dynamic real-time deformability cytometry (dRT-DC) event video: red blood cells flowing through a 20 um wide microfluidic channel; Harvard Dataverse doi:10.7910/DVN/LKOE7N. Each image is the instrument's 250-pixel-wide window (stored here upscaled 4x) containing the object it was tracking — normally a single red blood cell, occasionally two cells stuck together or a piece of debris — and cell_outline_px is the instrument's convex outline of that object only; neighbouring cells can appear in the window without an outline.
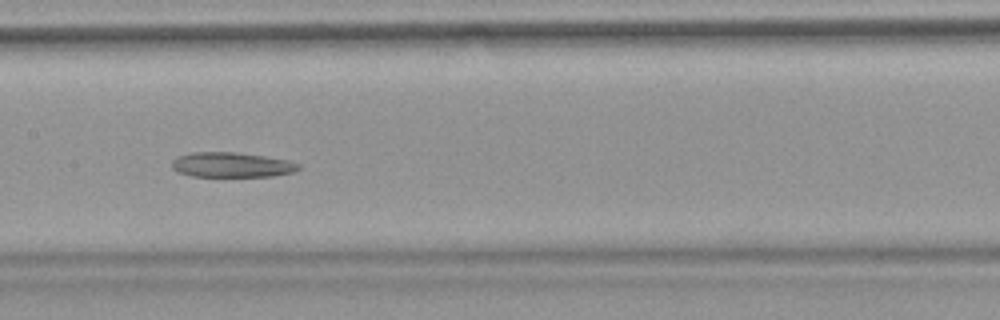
{"species": "common noctule bat (a hibernating species)", "species_latin": "Nyctalus noctula", "temperature_condition": "warm", "stored_images_in_passage": 35, "camera_frame_rate_fps": 3000, "um_per_image_px": 0.085, "animal": {"sex": "female", "body_mass_g": 18.4}, "frame": {"image": 1, "passage_image": 16, "time_ms": 5.0, "image_size_px": [1000, 320], "cell_outline_px": [[300, 168], [292, 172], [272, 176], [192, 176], [176, 172], [172, 168], [172, 160], [176, 156], [192, 152], [236, 152], [264, 156], [288, 160], [300, 164]], "centroid_in_image_um": [19.65, 14.0], "position_along_channel_um": 187.8, "area_um2": 18.44}, "authors_computed_cell_mechanics": {"area_um2": 20.0566, "velocity_mm_per_s": 3.7823, "shape_relaxation_time_tau1_ms": null, "shape_relaxation_time_tau2_ms": 9.1148, "deformation_change_tau1": null, "deformation_change_tau2": 0.154}}